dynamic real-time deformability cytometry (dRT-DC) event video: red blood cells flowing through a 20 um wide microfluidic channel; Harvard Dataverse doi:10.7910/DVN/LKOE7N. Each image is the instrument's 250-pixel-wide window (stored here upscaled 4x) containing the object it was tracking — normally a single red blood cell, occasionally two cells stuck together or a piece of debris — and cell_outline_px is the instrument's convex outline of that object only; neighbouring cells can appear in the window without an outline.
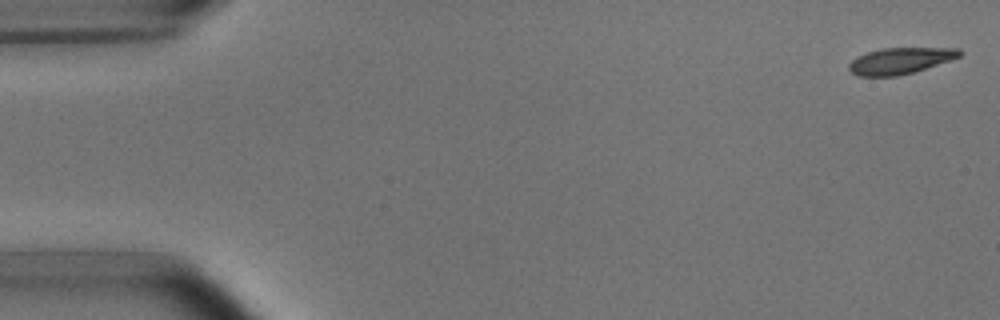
{"species": "common noctule bat (a hibernating species)", "species_latin": "Nyctalus noctula", "temperature_condition": "room temperature", "stored_images_in_passage": 5, "camera_frame_rate_fps": 3000, "um_per_image_px": 0.085, "animal": {"sex": "male", "body_mass_g": 15.6}, "frame": {"image": 1, "passage_image": 1, "time_ms": 0.0, "image_size_px": [1000, 320], "cell_outline_px": [[964, 52], [960, 56], [912, 72], [896, 76], [860, 76], [852, 72], [848, 68], [848, 64], [856, 56], [868, 52], [884, 48], [960, 48]], "centroid_in_image_um": [76.49, 5.15], "position_along_channel_um": 8.5, "area_um2": 16.65}}
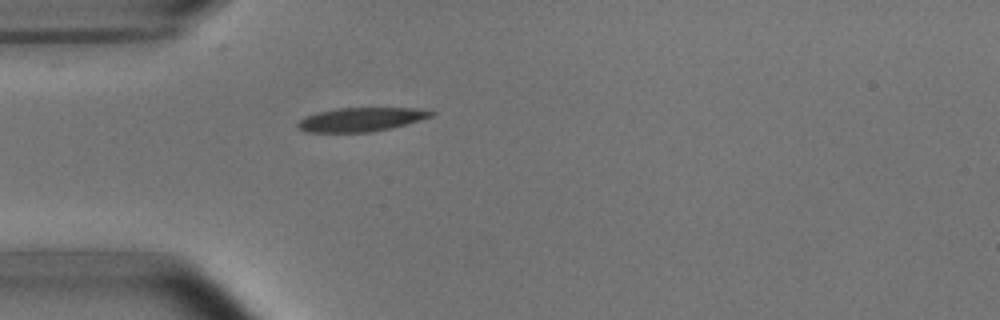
{"frame": {"image": 2, "passage_image": 5, "time_ms": 4.667, "image_size_px": [1000, 320], "cell_outline_px": [[436, 116], [408, 124], [392, 128], [372, 132], [304, 132], [296, 128], [296, 124], [304, 116], [316, 112], [336, 108], [432, 108], [436, 112]], "centroid_in_image_um": [30.77, 10.15], "position_along_channel_um": 54.2, "area_um2": 19.19}}